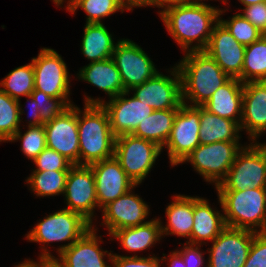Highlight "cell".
Instances as JSON below:
<instances>
[{"label":"cell","mask_w":266,"mask_h":267,"mask_svg":"<svg viewBox=\"0 0 266 267\" xmlns=\"http://www.w3.org/2000/svg\"><path fill=\"white\" fill-rule=\"evenodd\" d=\"M160 262L161 259L154 254L141 257V255L124 256L114 253L110 263L111 267H161Z\"/></svg>","instance_id":"cell-39"},{"label":"cell","mask_w":266,"mask_h":267,"mask_svg":"<svg viewBox=\"0 0 266 267\" xmlns=\"http://www.w3.org/2000/svg\"><path fill=\"white\" fill-rule=\"evenodd\" d=\"M202 1L205 0H155V7L163 9L171 5L195 4V3H201Z\"/></svg>","instance_id":"cell-46"},{"label":"cell","mask_w":266,"mask_h":267,"mask_svg":"<svg viewBox=\"0 0 266 267\" xmlns=\"http://www.w3.org/2000/svg\"><path fill=\"white\" fill-rule=\"evenodd\" d=\"M243 267H266V233H257L252 240Z\"/></svg>","instance_id":"cell-40"},{"label":"cell","mask_w":266,"mask_h":267,"mask_svg":"<svg viewBox=\"0 0 266 267\" xmlns=\"http://www.w3.org/2000/svg\"><path fill=\"white\" fill-rule=\"evenodd\" d=\"M184 54L183 59L176 65L182 80L183 103L203 106L231 77L205 51H190Z\"/></svg>","instance_id":"cell-2"},{"label":"cell","mask_w":266,"mask_h":267,"mask_svg":"<svg viewBox=\"0 0 266 267\" xmlns=\"http://www.w3.org/2000/svg\"><path fill=\"white\" fill-rule=\"evenodd\" d=\"M193 228L191 244L202 245L213 241L226 227L224 214L213 209L207 199L193 197Z\"/></svg>","instance_id":"cell-22"},{"label":"cell","mask_w":266,"mask_h":267,"mask_svg":"<svg viewBox=\"0 0 266 267\" xmlns=\"http://www.w3.org/2000/svg\"><path fill=\"white\" fill-rule=\"evenodd\" d=\"M39 261L35 262L34 260L27 259L25 262H29L33 267H62L54 259H38Z\"/></svg>","instance_id":"cell-47"},{"label":"cell","mask_w":266,"mask_h":267,"mask_svg":"<svg viewBox=\"0 0 266 267\" xmlns=\"http://www.w3.org/2000/svg\"><path fill=\"white\" fill-rule=\"evenodd\" d=\"M121 6L128 11H133V7L155 6V0H118Z\"/></svg>","instance_id":"cell-44"},{"label":"cell","mask_w":266,"mask_h":267,"mask_svg":"<svg viewBox=\"0 0 266 267\" xmlns=\"http://www.w3.org/2000/svg\"><path fill=\"white\" fill-rule=\"evenodd\" d=\"M89 166L93 171L100 210L138 186L126 175L115 157L95 162Z\"/></svg>","instance_id":"cell-19"},{"label":"cell","mask_w":266,"mask_h":267,"mask_svg":"<svg viewBox=\"0 0 266 267\" xmlns=\"http://www.w3.org/2000/svg\"><path fill=\"white\" fill-rule=\"evenodd\" d=\"M200 106L182 104L164 147L171 167L180 164L199 144Z\"/></svg>","instance_id":"cell-11"},{"label":"cell","mask_w":266,"mask_h":267,"mask_svg":"<svg viewBox=\"0 0 266 267\" xmlns=\"http://www.w3.org/2000/svg\"><path fill=\"white\" fill-rule=\"evenodd\" d=\"M14 267H33L29 262L23 261L22 263H19L18 265Z\"/></svg>","instance_id":"cell-50"},{"label":"cell","mask_w":266,"mask_h":267,"mask_svg":"<svg viewBox=\"0 0 266 267\" xmlns=\"http://www.w3.org/2000/svg\"><path fill=\"white\" fill-rule=\"evenodd\" d=\"M239 2L246 7L256 3L266 2V0H239Z\"/></svg>","instance_id":"cell-48"},{"label":"cell","mask_w":266,"mask_h":267,"mask_svg":"<svg viewBox=\"0 0 266 267\" xmlns=\"http://www.w3.org/2000/svg\"><path fill=\"white\" fill-rule=\"evenodd\" d=\"M257 233L226 226L208 250V267H243Z\"/></svg>","instance_id":"cell-15"},{"label":"cell","mask_w":266,"mask_h":267,"mask_svg":"<svg viewBox=\"0 0 266 267\" xmlns=\"http://www.w3.org/2000/svg\"><path fill=\"white\" fill-rule=\"evenodd\" d=\"M110 236L118 240L127 251H144L162 238L161 220L151 219L143 225L116 230Z\"/></svg>","instance_id":"cell-27"},{"label":"cell","mask_w":266,"mask_h":267,"mask_svg":"<svg viewBox=\"0 0 266 267\" xmlns=\"http://www.w3.org/2000/svg\"><path fill=\"white\" fill-rule=\"evenodd\" d=\"M161 152L162 148L154 142L132 134L115 138L114 157L136 185L147 177Z\"/></svg>","instance_id":"cell-7"},{"label":"cell","mask_w":266,"mask_h":267,"mask_svg":"<svg viewBox=\"0 0 266 267\" xmlns=\"http://www.w3.org/2000/svg\"><path fill=\"white\" fill-rule=\"evenodd\" d=\"M79 133V165L114 157L115 136L109 116L102 105H85L84 111L77 107Z\"/></svg>","instance_id":"cell-3"},{"label":"cell","mask_w":266,"mask_h":267,"mask_svg":"<svg viewBox=\"0 0 266 267\" xmlns=\"http://www.w3.org/2000/svg\"><path fill=\"white\" fill-rule=\"evenodd\" d=\"M31 97L37 102L41 121L45 124L61 114L69 105L61 98H54L40 90H33Z\"/></svg>","instance_id":"cell-37"},{"label":"cell","mask_w":266,"mask_h":267,"mask_svg":"<svg viewBox=\"0 0 266 267\" xmlns=\"http://www.w3.org/2000/svg\"><path fill=\"white\" fill-rule=\"evenodd\" d=\"M131 189L124 195L106 205L101 212L109 236L116 230L143 225L148 222L150 208L143 199Z\"/></svg>","instance_id":"cell-18"},{"label":"cell","mask_w":266,"mask_h":267,"mask_svg":"<svg viewBox=\"0 0 266 267\" xmlns=\"http://www.w3.org/2000/svg\"><path fill=\"white\" fill-rule=\"evenodd\" d=\"M112 59L120 72L125 91L143 84L159 72L145 51L129 39L117 41Z\"/></svg>","instance_id":"cell-13"},{"label":"cell","mask_w":266,"mask_h":267,"mask_svg":"<svg viewBox=\"0 0 266 267\" xmlns=\"http://www.w3.org/2000/svg\"><path fill=\"white\" fill-rule=\"evenodd\" d=\"M0 88L11 98L19 102H21V96H30L34 90V68L32 61L9 72L0 81Z\"/></svg>","instance_id":"cell-32"},{"label":"cell","mask_w":266,"mask_h":267,"mask_svg":"<svg viewBox=\"0 0 266 267\" xmlns=\"http://www.w3.org/2000/svg\"><path fill=\"white\" fill-rule=\"evenodd\" d=\"M69 171L33 172L26 183L37 197L58 196L64 194Z\"/></svg>","instance_id":"cell-31"},{"label":"cell","mask_w":266,"mask_h":267,"mask_svg":"<svg viewBox=\"0 0 266 267\" xmlns=\"http://www.w3.org/2000/svg\"><path fill=\"white\" fill-rule=\"evenodd\" d=\"M227 1H228V0H222V2H223V3H226V4H228V3H227Z\"/></svg>","instance_id":"cell-52"},{"label":"cell","mask_w":266,"mask_h":267,"mask_svg":"<svg viewBox=\"0 0 266 267\" xmlns=\"http://www.w3.org/2000/svg\"><path fill=\"white\" fill-rule=\"evenodd\" d=\"M217 193L226 226L266 233V200L263 188Z\"/></svg>","instance_id":"cell-4"},{"label":"cell","mask_w":266,"mask_h":267,"mask_svg":"<svg viewBox=\"0 0 266 267\" xmlns=\"http://www.w3.org/2000/svg\"><path fill=\"white\" fill-rule=\"evenodd\" d=\"M93 225L82 215L63 208L40 220L25 237L29 242L47 244L65 242L57 248L58 254L82 237Z\"/></svg>","instance_id":"cell-6"},{"label":"cell","mask_w":266,"mask_h":267,"mask_svg":"<svg viewBox=\"0 0 266 267\" xmlns=\"http://www.w3.org/2000/svg\"><path fill=\"white\" fill-rule=\"evenodd\" d=\"M179 109L154 110V112L140 123L132 135L154 142L164 148L172 130L175 115Z\"/></svg>","instance_id":"cell-29"},{"label":"cell","mask_w":266,"mask_h":267,"mask_svg":"<svg viewBox=\"0 0 266 267\" xmlns=\"http://www.w3.org/2000/svg\"><path fill=\"white\" fill-rule=\"evenodd\" d=\"M263 191H264V197H265V200H266V181H265V184L263 185Z\"/></svg>","instance_id":"cell-51"},{"label":"cell","mask_w":266,"mask_h":267,"mask_svg":"<svg viewBox=\"0 0 266 267\" xmlns=\"http://www.w3.org/2000/svg\"><path fill=\"white\" fill-rule=\"evenodd\" d=\"M243 148L239 142H214L199 144L182 162H190L206 182L216 187L226 177L238 152Z\"/></svg>","instance_id":"cell-8"},{"label":"cell","mask_w":266,"mask_h":267,"mask_svg":"<svg viewBox=\"0 0 266 267\" xmlns=\"http://www.w3.org/2000/svg\"><path fill=\"white\" fill-rule=\"evenodd\" d=\"M266 181V143L251 142L238 152L216 191L263 188Z\"/></svg>","instance_id":"cell-5"},{"label":"cell","mask_w":266,"mask_h":267,"mask_svg":"<svg viewBox=\"0 0 266 267\" xmlns=\"http://www.w3.org/2000/svg\"><path fill=\"white\" fill-rule=\"evenodd\" d=\"M20 102L0 88V142H9L20 129L21 115L25 114Z\"/></svg>","instance_id":"cell-33"},{"label":"cell","mask_w":266,"mask_h":267,"mask_svg":"<svg viewBox=\"0 0 266 267\" xmlns=\"http://www.w3.org/2000/svg\"><path fill=\"white\" fill-rule=\"evenodd\" d=\"M266 78V35L245 47L242 73L238 79L242 82L262 81Z\"/></svg>","instance_id":"cell-30"},{"label":"cell","mask_w":266,"mask_h":267,"mask_svg":"<svg viewBox=\"0 0 266 267\" xmlns=\"http://www.w3.org/2000/svg\"><path fill=\"white\" fill-rule=\"evenodd\" d=\"M245 47L218 21L213 27L204 51L214 59L226 74L238 78L242 73Z\"/></svg>","instance_id":"cell-20"},{"label":"cell","mask_w":266,"mask_h":267,"mask_svg":"<svg viewBox=\"0 0 266 267\" xmlns=\"http://www.w3.org/2000/svg\"><path fill=\"white\" fill-rule=\"evenodd\" d=\"M67 207L82 215L93 225L96 207L98 209L93 171L87 165H73L69 169L64 195Z\"/></svg>","instance_id":"cell-16"},{"label":"cell","mask_w":266,"mask_h":267,"mask_svg":"<svg viewBox=\"0 0 266 267\" xmlns=\"http://www.w3.org/2000/svg\"><path fill=\"white\" fill-rule=\"evenodd\" d=\"M129 94L130 91H124L108 102L85 95L84 105L103 106L109 116L110 127L115 137L132 134L154 110L144 102H140L134 95L129 98Z\"/></svg>","instance_id":"cell-10"},{"label":"cell","mask_w":266,"mask_h":267,"mask_svg":"<svg viewBox=\"0 0 266 267\" xmlns=\"http://www.w3.org/2000/svg\"><path fill=\"white\" fill-rule=\"evenodd\" d=\"M31 61L34 68V89L61 98L69 106L73 105L69 98L71 76L61 55L54 49L42 48Z\"/></svg>","instance_id":"cell-9"},{"label":"cell","mask_w":266,"mask_h":267,"mask_svg":"<svg viewBox=\"0 0 266 267\" xmlns=\"http://www.w3.org/2000/svg\"><path fill=\"white\" fill-rule=\"evenodd\" d=\"M36 169L32 172L42 171H69L73 164L55 150L45 148L34 160Z\"/></svg>","instance_id":"cell-38"},{"label":"cell","mask_w":266,"mask_h":267,"mask_svg":"<svg viewBox=\"0 0 266 267\" xmlns=\"http://www.w3.org/2000/svg\"><path fill=\"white\" fill-rule=\"evenodd\" d=\"M225 11V9L220 10L219 21L227 28V30L239 43L247 46L259 40L264 35L241 13H236L229 20L222 19L220 15H222V13Z\"/></svg>","instance_id":"cell-35"},{"label":"cell","mask_w":266,"mask_h":267,"mask_svg":"<svg viewBox=\"0 0 266 267\" xmlns=\"http://www.w3.org/2000/svg\"><path fill=\"white\" fill-rule=\"evenodd\" d=\"M28 130L21 134L19 129L9 142L21 141V151L30 160H34L46 146V132L44 125L28 126Z\"/></svg>","instance_id":"cell-36"},{"label":"cell","mask_w":266,"mask_h":267,"mask_svg":"<svg viewBox=\"0 0 266 267\" xmlns=\"http://www.w3.org/2000/svg\"><path fill=\"white\" fill-rule=\"evenodd\" d=\"M220 10L201 2L171 5L158 14L175 42L184 52H190L205 50L213 27L219 21Z\"/></svg>","instance_id":"cell-1"},{"label":"cell","mask_w":266,"mask_h":267,"mask_svg":"<svg viewBox=\"0 0 266 267\" xmlns=\"http://www.w3.org/2000/svg\"><path fill=\"white\" fill-rule=\"evenodd\" d=\"M113 35L102 23H86L81 52L90 62L112 58L115 45Z\"/></svg>","instance_id":"cell-28"},{"label":"cell","mask_w":266,"mask_h":267,"mask_svg":"<svg viewBox=\"0 0 266 267\" xmlns=\"http://www.w3.org/2000/svg\"><path fill=\"white\" fill-rule=\"evenodd\" d=\"M241 132L246 130L249 141L266 133V85L262 81L243 84Z\"/></svg>","instance_id":"cell-21"},{"label":"cell","mask_w":266,"mask_h":267,"mask_svg":"<svg viewBox=\"0 0 266 267\" xmlns=\"http://www.w3.org/2000/svg\"><path fill=\"white\" fill-rule=\"evenodd\" d=\"M240 125L216 114L210 113L200 106V144H212L214 142H239L241 134Z\"/></svg>","instance_id":"cell-26"},{"label":"cell","mask_w":266,"mask_h":267,"mask_svg":"<svg viewBox=\"0 0 266 267\" xmlns=\"http://www.w3.org/2000/svg\"><path fill=\"white\" fill-rule=\"evenodd\" d=\"M262 82L266 85V78L264 80H262Z\"/></svg>","instance_id":"cell-53"},{"label":"cell","mask_w":266,"mask_h":267,"mask_svg":"<svg viewBox=\"0 0 266 267\" xmlns=\"http://www.w3.org/2000/svg\"><path fill=\"white\" fill-rule=\"evenodd\" d=\"M164 256V257H163ZM161 261H167L169 266L168 267H187L186 264L184 263V260L182 256L177 252V251H171L170 254L168 255L169 257L166 258V255L163 254Z\"/></svg>","instance_id":"cell-45"},{"label":"cell","mask_w":266,"mask_h":267,"mask_svg":"<svg viewBox=\"0 0 266 267\" xmlns=\"http://www.w3.org/2000/svg\"><path fill=\"white\" fill-rule=\"evenodd\" d=\"M200 247L201 245L185 243L183 249H177L176 251L182 256L187 267H203L205 259L203 258V252L200 251Z\"/></svg>","instance_id":"cell-42"},{"label":"cell","mask_w":266,"mask_h":267,"mask_svg":"<svg viewBox=\"0 0 266 267\" xmlns=\"http://www.w3.org/2000/svg\"><path fill=\"white\" fill-rule=\"evenodd\" d=\"M243 8L242 15L266 35V2L252 4Z\"/></svg>","instance_id":"cell-41"},{"label":"cell","mask_w":266,"mask_h":267,"mask_svg":"<svg viewBox=\"0 0 266 267\" xmlns=\"http://www.w3.org/2000/svg\"><path fill=\"white\" fill-rule=\"evenodd\" d=\"M173 201L166 207L167 224L162 225V236L177 235L188 238L186 243L191 244V231L193 228V196L174 195Z\"/></svg>","instance_id":"cell-25"},{"label":"cell","mask_w":266,"mask_h":267,"mask_svg":"<svg viewBox=\"0 0 266 267\" xmlns=\"http://www.w3.org/2000/svg\"><path fill=\"white\" fill-rule=\"evenodd\" d=\"M65 8L71 14L81 8L87 14L86 23L101 24L103 18L109 17L118 11H121V13L125 11L118 0H73Z\"/></svg>","instance_id":"cell-34"},{"label":"cell","mask_w":266,"mask_h":267,"mask_svg":"<svg viewBox=\"0 0 266 267\" xmlns=\"http://www.w3.org/2000/svg\"><path fill=\"white\" fill-rule=\"evenodd\" d=\"M65 1H66V0H53V2L56 4L57 7H58V6L62 7ZM72 1H73V0H68V1H66V2H67V6H68Z\"/></svg>","instance_id":"cell-49"},{"label":"cell","mask_w":266,"mask_h":267,"mask_svg":"<svg viewBox=\"0 0 266 267\" xmlns=\"http://www.w3.org/2000/svg\"><path fill=\"white\" fill-rule=\"evenodd\" d=\"M77 77L104 91L109 99L125 91L120 72L112 58L90 62L80 68Z\"/></svg>","instance_id":"cell-24"},{"label":"cell","mask_w":266,"mask_h":267,"mask_svg":"<svg viewBox=\"0 0 266 267\" xmlns=\"http://www.w3.org/2000/svg\"><path fill=\"white\" fill-rule=\"evenodd\" d=\"M97 230L93 225L82 237L60 252L59 258L52 255L43 245L39 259H54L62 267H111L104 257H108L111 261L113 253L102 250L99 246V243H102L100 239L102 236L98 237Z\"/></svg>","instance_id":"cell-14"},{"label":"cell","mask_w":266,"mask_h":267,"mask_svg":"<svg viewBox=\"0 0 266 267\" xmlns=\"http://www.w3.org/2000/svg\"><path fill=\"white\" fill-rule=\"evenodd\" d=\"M243 84L238 78L231 77L218 88L203 107L210 113L233 120L240 125Z\"/></svg>","instance_id":"cell-23"},{"label":"cell","mask_w":266,"mask_h":267,"mask_svg":"<svg viewBox=\"0 0 266 267\" xmlns=\"http://www.w3.org/2000/svg\"><path fill=\"white\" fill-rule=\"evenodd\" d=\"M27 102H29L28 105H30L31 107V118L32 120H29L27 123L28 125L27 126H40V125H44V123L41 121V114H40V111L38 110V106H37V102H35V100L30 96L27 97ZM28 116V117H30Z\"/></svg>","instance_id":"cell-43"},{"label":"cell","mask_w":266,"mask_h":267,"mask_svg":"<svg viewBox=\"0 0 266 267\" xmlns=\"http://www.w3.org/2000/svg\"><path fill=\"white\" fill-rule=\"evenodd\" d=\"M46 146L55 150L73 165H79V133L77 106L74 104L44 124Z\"/></svg>","instance_id":"cell-17"},{"label":"cell","mask_w":266,"mask_h":267,"mask_svg":"<svg viewBox=\"0 0 266 267\" xmlns=\"http://www.w3.org/2000/svg\"><path fill=\"white\" fill-rule=\"evenodd\" d=\"M172 69V70H171ZM166 76L157 72L143 84L130 90L140 102H144L153 110L179 109L183 104L182 80L178 67L171 68Z\"/></svg>","instance_id":"cell-12"}]
</instances>
